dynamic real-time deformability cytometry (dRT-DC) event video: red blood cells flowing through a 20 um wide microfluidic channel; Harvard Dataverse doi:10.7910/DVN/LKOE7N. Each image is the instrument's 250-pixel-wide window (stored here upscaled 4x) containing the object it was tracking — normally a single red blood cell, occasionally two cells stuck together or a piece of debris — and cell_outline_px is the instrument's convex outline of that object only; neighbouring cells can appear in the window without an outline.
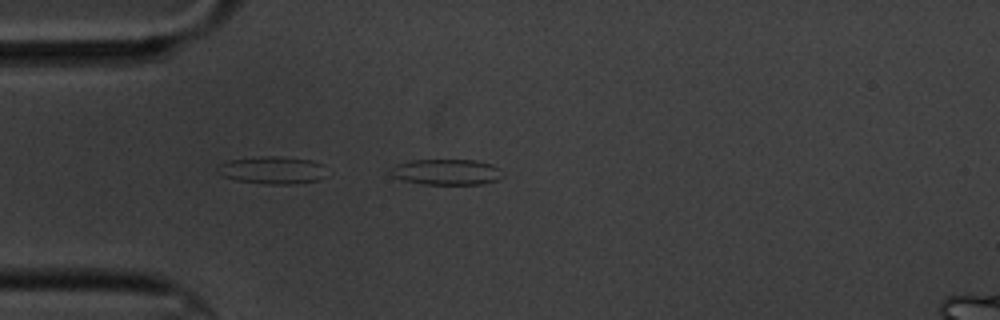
{"species": "common noctule bat (a hibernating species)", "species_latin": "Nyctalus noctula", "temperature_condition": "cold", "stored_images_in_passage": 7, "camera_frame_rate_fps": 3000, "um_per_image_px": 0.085, "animal": {"sex": "male", "body_mass_g": 20.1, "forearm_length_mm": 53.5}, "frame": {"image": 1, "passage_image": 5, "time_ms": 4.667, "image_size_px": [1000, 320], "cell_outline_px": [[504, 176], [496, 180], [480, 184], [424, 184], [404, 180], [392, 176], [388, 172], [396, 164], [412, 160], [476, 160], [492, 164], [500, 168], [504, 172]], "centroid_in_image_um": [37.99, 14.61], "position_along_channel_um": 47.0, "area_um2": 16.88}}
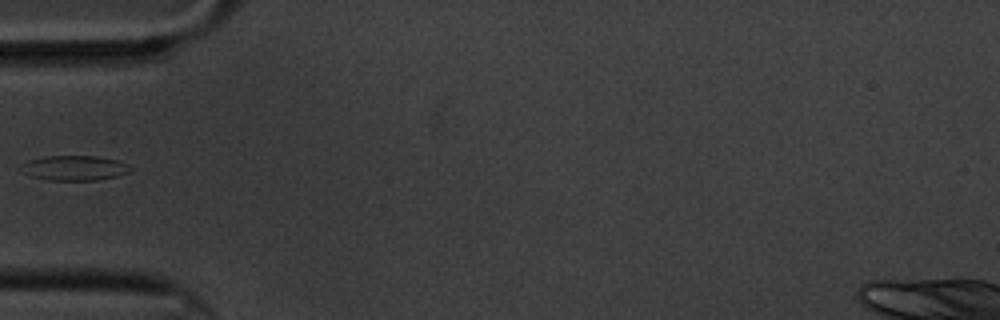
{"frame": {"image": 2, "passage_image": 6, "time_ms": 6.0, "image_size_px": [1000, 320], "cell_outline_px": [[132, 168], [128, 172], [116, 176], [100, 180], [44, 180], [32, 176], [24, 172], [24, 164], [28, 160], [44, 156], [96, 156], [120, 160], [128, 164]], "centroid_in_image_um": [6.39, 14.27], "position_along_channel_um": 78.6, "area_um2": 15.78}}
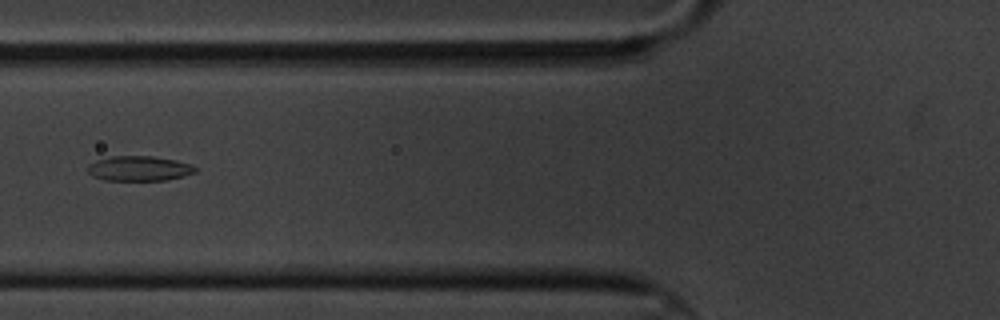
{"frame": {"image": 3, "passage_image": 7, "time_ms": 7.0, "image_size_px": [1000, 320], "cell_outline_px": [[196, 172], [184, 176], [168, 180], [104, 180], [92, 176], [88, 172], [88, 164], [96, 160], [112, 156], [152, 156], [176, 160], [192, 164], [196, 168]], "centroid_in_image_um": [11.83, 14.32], "position_along_channel_um": 114.0, "area_um2": 15.72}}